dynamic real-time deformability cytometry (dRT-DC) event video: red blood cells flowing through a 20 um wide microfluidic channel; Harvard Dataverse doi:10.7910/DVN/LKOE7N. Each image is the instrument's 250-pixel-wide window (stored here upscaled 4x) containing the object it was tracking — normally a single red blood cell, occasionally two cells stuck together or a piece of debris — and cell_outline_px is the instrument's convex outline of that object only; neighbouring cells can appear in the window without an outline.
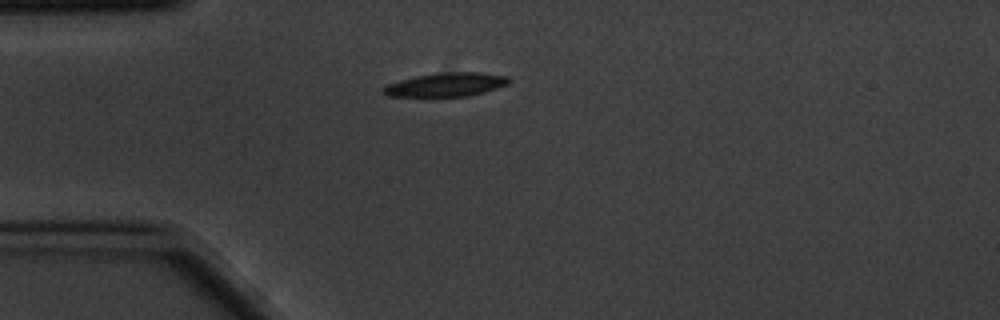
{"species": "common noctule bat (a hibernating species)", "species_latin": "Nyctalus noctula", "temperature_condition": "cold", "stored_images_in_passage": 1, "camera_frame_rate_fps": 3000, "um_per_image_px": 0.085, "animal": {"sex": "male", "body_mass_g": 20.1, "forearm_length_mm": 53.5}, "frame": {"image": 1, "passage_image": 1, "time_ms": 0.0, "image_size_px": [1000, 320], "cell_outline_px": [[512, 80], [508, 84], [484, 92], [468, 96], [388, 96], [380, 92], [380, 88], [388, 84], [400, 80], [416, 76], [436, 72], [480, 72], [508, 76]], "centroid_in_image_um": [37.9, 7.18], "position_along_channel_um": 47.1, "area_um2": 17.51}}